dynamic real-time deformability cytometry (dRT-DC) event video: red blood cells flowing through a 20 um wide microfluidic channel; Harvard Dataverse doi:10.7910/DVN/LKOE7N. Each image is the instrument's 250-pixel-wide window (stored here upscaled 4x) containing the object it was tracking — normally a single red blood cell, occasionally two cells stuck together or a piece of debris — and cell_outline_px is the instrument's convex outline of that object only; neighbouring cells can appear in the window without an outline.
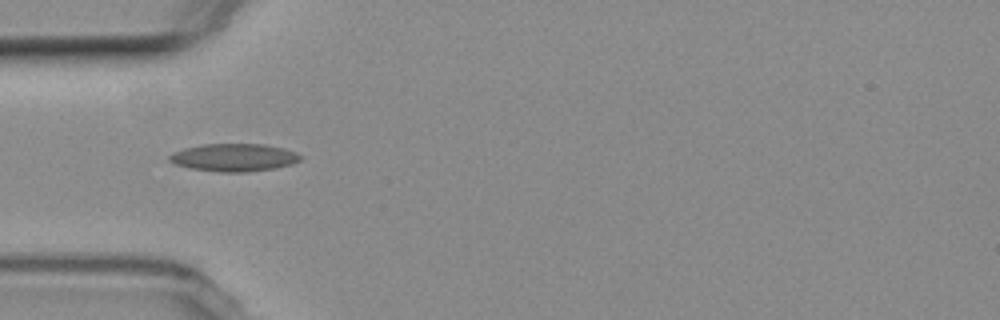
{"species": "common noctule bat (a hibernating species)", "species_latin": "Nyctalus noctula", "temperature_condition": "room temperature", "stored_images_in_passage": 4, "camera_frame_rate_fps": 3000, "um_per_image_px": 0.085, "animal": {"sex": "female", "body_mass_g": 19.3, "forearm_length_mm": 54.1}, "frame": {"image": 1, "passage_image": 3, "time_ms": 2.333, "image_size_px": [1000, 320], "cell_outline_px": [[304, 156], [300, 160], [292, 164], [276, 168], [244, 172], [216, 172], [192, 168], [176, 164], [168, 160], [168, 156], [172, 152], [184, 148], [204, 144], [264, 144], [284, 148], [296, 152]], "centroid_in_image_um": [19.91, 13.38], "position_along_channel_um": 65.1, "area_um2": 21.27}}
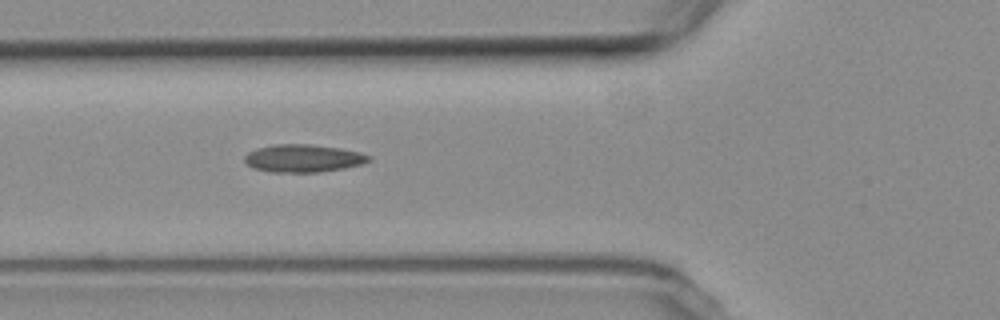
{"frame": {"image": 2, "passage_image": 4, "time_ms": 3.333, "image_size_px": [1000, 320], "cell_outline_px": [[372, 160], [364, 164], [344, 168], [320, 172], [272, 172], [252, 168], [244, 160], [244, 156], [248, 152], [256, 148], [276, 144], [312, 144], [340, 148], [360, 152], [372, 156]], "centroid_in_image_um": [25.8, 13.45], "position_along_channel_um": 100.0, "area_um2": 20.29}}